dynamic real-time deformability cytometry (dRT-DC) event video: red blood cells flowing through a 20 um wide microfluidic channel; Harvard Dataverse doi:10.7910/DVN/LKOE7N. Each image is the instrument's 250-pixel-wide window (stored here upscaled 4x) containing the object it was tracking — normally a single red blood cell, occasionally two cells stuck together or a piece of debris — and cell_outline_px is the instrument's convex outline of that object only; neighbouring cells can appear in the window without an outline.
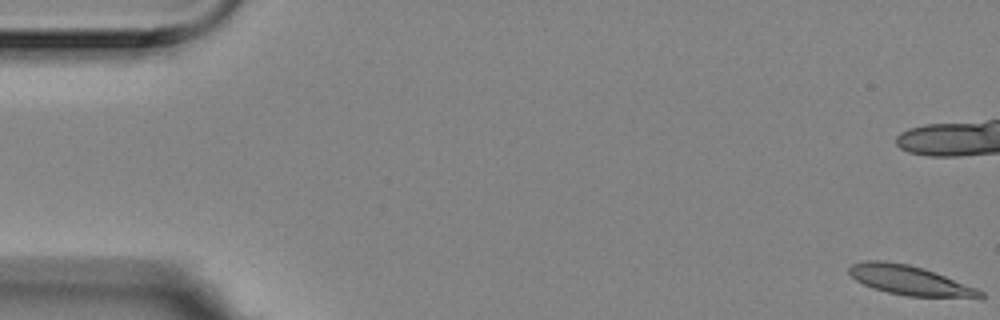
{"species": "Egyptian fruit bat (a non-hibernating species)", "species_latin": "Rousettus aegyptiacus", "temperature_condition": "room temperature", "stored_images_in_passage": 46, "camera_frame_rate_fps": 3000, "um_per_image_px": 0.085, "animal": {"sex": "female"}, "frame": {"image": 1, "passage_image": 1, "time_ms": 0.0, "image_size_px": [1000, 320], "cell_outline_px": [[984, 296], [908, 296], [888, 292], [872, 288], [856, 280], [848, 272], [848, 268], [852, 264], [868, 260], [884, 260], [908, 264], [924, 268], [976, 288], [984, 292]], "centroid_in_image_um": [77.22, 23.79], "position_along_channel_um": 7.8, "area_um2": 21.91}}